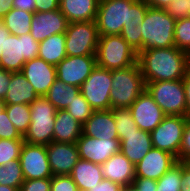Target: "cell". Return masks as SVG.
<instances>
[{"label":"cell","instance_id":"obj_55","mask_svg":"<svg viewBox=\"0 0 190 191\" xmlns=\"http://www.w3.org/2000/svg\"><path fill=\"white\" fill-rule=\"evenodd\" d=\"M6 104L3 102V100L0 99V113L5 110Z\"/></svg>","mask_w":190,"mask_h":191},{"label":"cell","instance_id":"obj_41","mask_svg":"<svg viewBox=\"0 0 190 191\" xmlns=\"http://www.w3.org/2000/svg\"><path fill=\"white\" fill-rule=\"evenodd\" d=\"M20 191H51V178L24 180Z\"/></svg>","mask_w":190,"mask_h":191},{"label":"cell","instance_id":"obj_26","mask_svg":"<svg viewBox=\"0 0 190 191\" xmlns=\"http://www.w3.org/2000/svg\"><path fill=\"white\" fill-rule=\"evenodd\" d=\"M70 176L78 186L79 191H90L104 179L100 164L83 159L77 161Z\"/></svg>","mask_w":190,"mask_h":191},{"label":"cell","instance_id":"obj_6","mask_svg":"<svg viewBox=\"0 0 190 191\" xmlns=\"http://www.w3.org/2000/svg\"><path fill=\"white\" fill-rule=\"evenodd\" d=\"M30 125L23 136L24 142L48 145L53 141L54 121L57 109L45 96L30 104Z\"/></svg>","mask_w":190,"mask_h":191},{"label":"cell","instance_id":"obj_11","mask_svg":"<svg viewBox=\"0 0 190 191\" xmlns=\"http://www.w3.org/2000/svg\"><path fill=\"white\" fill-rule=\"evenodd\" d=\"M186 116H166L162 122L150 132L154 148L167 151L179 161V151L186 125Z\"/></svg>","mask_w":190,"mask_h":191},{"label":"cell","instance_id":"obj_22","mask_svg":"<svg viewBox=\"0 0 190 191\" xmlns=\"http://www.w3.org/2000/svg\"><path fill=\"white\" fill-rule=\"evenodd\" d=\"M152 147L150 132L140 129L125 135L120 141V152L123 153L134 165L139 163Z\"/></svg>","mask_w":190,"mask_h":191},{"label":"cell","instance_id":"obj_33","mask_svg":"<svg viewBox=\"0 0 190 191\" xmlns=\"http://www.w3.org/2000/svg\"><path fill=\"white\" fill-rule=\"evenodd\" d=\"M111 110L115 119L119 141H121L125 135L136 132L139 129L134 122L129 108H113Z\"/></svg>","mask_w":190,"mask_h":191},{"label":"cell","instance_id":"obj_53","mask_svg":"<svg viewBox=\"0 0 190 191\" xmlns=\"http://www.w3.org/2000/svg\"><path fill=\"white\" fill-rule=\"evenodd\" d=\"M121 191H139V190L133 183H131L126 186H122Z\"/></svg>","mask_w":190,"mask_h":191},{"label":"cell","instance_id":"obj_15","mask_svg":"<svg viewBox=\"0 0 190 191\" xmlns=\"http://www.w3.org/2000/svg\"><path fill=\"white\" fill-rule=\"evenodd\" d=\"M76 145L80 159L100 165L120 152L119 139H99L82 134Z\"/></svg>","mask_w":190,"mask_h":191},{"label":"cell","instance_id":"obj_47","mask_svg":"<svg viewBox=\"0 0 190 191\" xmlns=\"http://www.w3.org/2000/svg\"><path fill=\"white\" fill-rule=\"evenodd\" d=\"M36 0H13V8L35 13Z\"/></svg>","mask_w":190,"mask_h":191},{"label":"cell","instance_id":"obj_42","mask_svg":"<svg viewBox=\"0 0 190 191\" xmlns=\"http://www.w3.org/2000/svg\"><path fill=\"white\" fill-rule=\"evenodd\" d=\"M190 160V118H187L179 151V161Z\"/></svg>","mask_w":190,"mask_h":191},{"label":"cell","instance_id":"obj_29","mask_svg":"<svg viewBox=\"0 0 190 191\" xmlns=\"http://www.w3.org/2000/svg\"><path fill=\"white\" fill-rule=\"evenodd\" d=\"M33 16L34 13L12 8L0 21L9 30L10 34L22 36L30 33Z\"/></svg>","mask_w":190,"mask_h":191},{"label":"cell","instance_id":"obj_31","mask_svg":"<svg viewBox=\"0 0 190 191\" xmlns=\"http://www.w3.org/2000/svg\"><path fill=\"white\" fill-rule=\"evenodd\" d=\"M5 110L8 118L13 123L18 132L24 136L30 125V104H12L6 105Z\"/></svg>","mask_w":190,"mask_h":191},{"label":"cell","instance_id":"obj_14","mask_svg":"<svg viewBox=\"0 0 190 191\" xmlns=\"http://www.w3.org/2000/svg\"><path fill=\"white\" fill-rule=\"evenodd\" d=\"M140 130L153 131L167 116L145 89L129 107Z\"/></svg>","mask_w":190,"mask_h":191},{"label":"cell","instance_id":"obj_54","mask_svg":"<svg viewBox=\"0 0 190 191\" xmlns=\"http://www.w3.org/2000/svg\"><path fill=\"white\" fill-rule=\"evenodd\" d=\"M0 191H20V188H13L7 185H0Z\"/></svg>","mask_w":190,"mask_h":191},{"label":"cell","instance_id":"obj_39","mask_svg":"<svg viewBox=\"0 0 190 191\" xmlns=\"http://www.w3.org/2000/svg\"><path fill=\"white\" fill-rule=\"evenodd\" d=\"M51 191H79V189L70 175H57L51 177Z\"/></svg>","mask_w":190,"mask_h":191},{"label":"cell","instance_id":"obj_28","mask_svg":"<svg viewBox=\"0 0 190 191\" xmlns=\"http://www.w3.org/2000/svg\"><path fill=\"white\" fill-rule=\"evenodd\" d=\"M79 93V87L63 83L56 78L45 95V98L50 101L57 110H65Z\"/></svg>","mask_w":190,"mask_h":191},{"label":"cell","instance_id":"obj_43","mask_svg":"<svg viewBox=\"0 0 190 191\" xmlns=\"http://www.w3.org/2000/svg\"><path fill=\"white\" fill-rule=\"evenodd\" d=\"M132 183L139 191H156L157 189L156 180L148 178L136 177Z\"/></svg>","mask_w":190,"mask_h":191},{"label":"cell","instance_id":"obj_49","mask_svg":"<svg viewBox=\"0 0 190 191\" xmlns=\"http://www.w3.org/2000/svg\"><path fill=\"white\" fill-rule=\"evenodd\" d=\"M183 184L181 191H190V160L184 162V168L182 169Z\"/></svg>","mask_w":190,"mask_h":191},{"label":"cell","instance_id":"obj_3","mask_svg":"<svg viewBox=\"0 0 190 191\" xmlns=\"http://www.w3.org/2000/svg\"><path fill=\"white\" fill-rule=\"evenodd\" d=\"M176 20L165 9L148 7L142 25V50L175 46Z\"/></svg>","mask_w":190,"mask_h":191},{"label":"cell","instance_id":"obj_36","mask_svg":"<svg viewBox=\"0 0 190 191\" xmlns=\"http://www.w3.org/2000/svg\"><path fill=\"white\" fill-rule=\"evenodd\" d=\"M174 44L177 49L190 52V17L176 20Z\"/></svg>","mask_w":190,"mask_h":191},{"label":"cell","instance_id":"obj_30","mask_svg":"<svg viewBox=\"0 0 190 191\" xmlns=\"http://www.w3.org/2000/svg\"><path fill=\"white\" fill-rule=\"evenodd\" d=\"M184 162L177 161L174 165L163 174L157 182L156 191H181L183 184L182 169Z\"/></svg>","mask_w":190,"mask_h":191},{"label":"cell","instance_id":"obj_1","mask_svg":"<svg viewBox=\"0 0 190 191\" xmlns=\"http://www.w3.org/2000/svg\"><path fill=\"white\" fill-rule=\"evenodd\" d=\"M148 5L143 0H99L96 15L98 35H120L144 21Z\"/></svg>","mask_w":190,"mask_h":191},{"label":"cell","instance_id":"obj_17","mask_svg":"<svg viewBox=\"0 0 190 191\" xmlns=\"http://www.w3.org/2000/svg\"><path fill=\"white\" fill-rule=\"evenodd\" d=\"M47 158L53 176L70 175L79 158L76 143L52 141L46 145Z\"/></svg>","mask_w":190,"mask_h":191},{"label":"cell","instance_id":"obj_37","mask_svg":"<svg viewBox=\"0 0 190 191\" xmlns=\"http://www.w3.org/2000/svg\"><path fill=\"white\" fill-rule=\"evenodd\" d=\"M0 139H23V136L8 118L6 110L0 113Z\"/></svg>","mask_w":190,"mask_h":191},{"label":"cell","instance_id":"obj_38","mask_svg":"<svg viewBox=\"0 0 190 191\" xmlns=\"http://www.w3.org/2000/svg\"><path fill=\"white\" fill-rule=\"evenodd\" d=\"M142 25L141 23L132 29L122 30L123 39L137 52L142 51Z\"/></svg>","mask_w":190,"mask_h":191},{"label":"cell","instance_id":"obj_16","mask_svg":"<svg viewBox=\"0 0 190 191\" xmlns=\"http://www.w3.org/2000/svg\"><path fill=\"white\" fill-rule=\"evenodd\" d=\"M21 72L39 97H44L47 94L57 78L56 66L38 57L26 61Z\"/></svg>","mask_w":190,"mask_h":191},{"label":"cell","instance_id":"obj_35","mask_svg":"<svg viewBox=\"0 0 190 191\" xmlns=\"http://www.w3.org/2000/svg\"><path fill=\"white\" fill-rule=\"evenodd\" d=\"M24 139H0V165L18 160Z\"/></svg>","mask_w":190,"mask_h":191},{"label":"cell","instance_id":"obj_18","mask_svg":"<svg viewBox=\"0 0 190 191\" xmlns=\"http://www.w3.org/2000/svg\"><path fill=\"white\" fill-rule=\"evenodd\" d=\"M176 162L177 158L171 153L152 147L135 165L136 177L158 180Z\"/></svg>","mask_w":190,"mask_h":191},{"label":"cell","instance_id":"obj_5","mask_svg":"<svg viewBox=\"0 0 190 191\" xmlns=\"http://www.w3.org/2000/svg\"><path fill=\"white\" fill-rule=\"evenodd\" d=\"M96 62L104 69H123L138 62V53L121 35L100 36L96 50Z\"/></svg>","mask_w":190,"mask_h":191},{"label":"cell","instance_id":"obj_23","mask_svg":"<svg viewBox=\"0 0 190 191\" xmlns=\"http://www.w3.org/2000/svg\"><path fill=\"white\" fill-rule=\"evenodd\" d=\"M99 0H60L59 9L70 22L95 21Z\"/></svg>","mask_w":190,"mask_h":191},{"label":"cell","instance_id":"obj_9","mask_svg":"<svg viewBox=\"0 0 190 191\" xmlns=\"http://www.w3.org/2000/svg\"><path fill=\"white\" fill-rule=\"evenodd\" d=\"M65 39L67 56H96L99 35L95 21L70 22Z\"/></svg>","mask_w":190,"mask_h":191},{"label":"cell","instance_id":"obj_56","mask_svg":"<svg viewBox=\"0 0 190 191\" xmlns=\"http://www.w3.org/2000/svg\"><path fill=\"white\" fill-rule=\"evenodd\" d=\"M188 70L190 71V52L188 53Z\"/></svg>","mask_w":190,"mask_h":191},{"label":"cell","instance_id":"obj_34","mask_svg":"<svg viewBox=\"0 0 190 191\" xmlns=\"http://www.w3.org/2000/svg\"><path fill=\"white\" fill-rule=\"evenodd\" d=\"M65 111L83 125L95 110L89 105L82 94L79 93L74 100L69 103Z\"/></svg>","mask_w":190,"mask_h":191},{"label":"cell","instance_id":"obj_27","mask_svg":"<svg viewBox=\"0 0 190 191\" xmlns=\"http://www.w3.org/2000/svg\"><path fill=\"white\" fill-rule=\"evenodd\" d=\"M65 44V33L51 35L50 37L39 42L38 58H41L45 62L56 66L67 56Z\"/></svg>","mask_w":190,"mask_h":191},{"label":"cell","instance_id":"obj_44","mask_svg":"<svg viewBox=\"0 0 190 191\" xmlns=\"http://www.w3.org/2000/svg\"><path fill=\"white\" fill-rule=\"evenodd\" d=\"M60 0H36L35 12H48L59 9Z\"/></svg>","mask_w":190,"mask_h":191},{"label":"cell","instance_id":"obj_52","mask_svg":"<svg viewBox=\"0 0 190 191\" xmlns=\"http://www.w3.org/2000/svg\"><path fill=\"white\" fill-rule=\"evenodd\" d=\"M13 8V0H0V20Z\"/></svg>","mask_w":190,"mask_h":191},{"label":"cell","instance_id":"obj_45","mask_svg":"<svg viewBox=\"0 0 190 191\" xmlns=\"http://www.w3.org/2000/svg\"><path fill=\"white\" fill-rule=\"evenodd\" d=\"M11 82V72L0 68V99L4 100L7 91L9 89V84Z\"/></svg>","mask_w":190,"mask_h":191},{"label":"cell","instance_id":"obj_24","mask_svg":"<svg viewBox=\"0 0 190 191\" xmlns=\"http://www.w3.org/2000/svg\"><path fill=\"white\" fill-rule=\"evenodd\" d=\"M82 124L65 110H57L54 121L53 141L76 143L82 135Z\"/></svg>","mask_w":190,"mask_h":191},{"label":"cell","instance_id":"obj_4","mask_svg":"<svg viewBox=\"0 0 190 191\" xmlns=\"http://www.w3.org/2000/svg\"><path fill=\"white\" fill-rule=\"evenodd\" d=\"M111 75V109L129 108L146 89V84L138 62L123 69L111 70Z\"/></svg>","mask_w":190,"mask_h":191},{"label":"cell","instance_id":"obj_48","mask_svg":"<svg viewBox=\"0 0 190 191\" xmlns=\"http://www.w3.org/2000/svg\"><path fill=\"white\" fill-rule=\"evenodd\" d=\"M185 88L186 97V117L190 118V71L188 70L182 79Z\"/></svg>","mask_w":190,"mask_h":191},{"label":"cell","instance_id":"obj_32","mask_svg":"<svg viewBox=\"0 0 190 191\" xmlns=\"http://www.w3.org/2000/svg\"><path fill=\"white\" fill-rule=\"evenodd\" d=\"M24 180L19 159L0 165V185L20 188Z\"/></svg>","mask_w":190,"mask_h":191},{"label":"cell","instance_id":"obj_13","mask_svg":"<svg viewBox=\"0 0 190 191\" xmlns=\"http://www.w3.org/2000/svg\"><path fill=\"white\" fill-rule=\"evenodd\" d=\"M96 65V56H66L56 65L57 79L80 88Z\"/></svg>","mask_w":190,"mask_h":191},{"label":"cell","instance_id":"obj_8","mask_svg":"<svg viewBox=\"0 0 190 191\" xmlns=\"http://www.w3.org/2000/svg\"><path fill=\"white\" fill-rule=\"evenodd\" d=\"M38 53L39 42L30 33L22 36L10 34L1 53L0 68L9 72L22 71L24 63L37 58Z\"/></svg>","mask_w":190,"mask_h":191},{"label":"cell","instance_id":"obj_20","mask_svg":"<svg viewBox=\"0 0 190 191\" xmlns=\"http://www.w3.org/2000/svg\"><path fill=\"white\" fill-rule=\"evenodd\" d=\"M104 179L121 187L131 184L136 178L135 165L121 152L113 154L101 165Z\"/></svg>","mask_w":190,"mask_h":191},{"label":"cell","instance_id":"obj_21","mask_svg":"<svg viewBox=\"0 0 190 191\" xmlns=\"http://www.w3.org/2000/svg\"><path fill=\"white\" fill-rule=\"evenodd\" d=\"M82 134L99 139H118L112 110H97L82 126Z\"/></svg>","mask_w":190,"mask_h":191},{"label":"cell","instance_id":"obj_25","mask_svg":"<svg viewBox=\"0 0 190 191\" xmlns=\"http://www.w3.org/2000/svg\"><path fill=\"white\" fill-rule=\"evenodd\" d=\"M38 97V94L21 71L11 72V82L3 100L6 105L31 104Z\"/></svg>","mask_w":190,"mask_h":191},{"label":"cell","instance_id":"obj_57","mask_svg":"<svg viewBox=\"0 0 190 191\" xmlns=\"http://www.w3.org/2000/svg\"><path fill=\"white\" fill-rule=\"evenodd\" d=\"M188 10L190 11V0H187Z\"/></svg>","mask_w":190,"mask_h":191},{"label":"cell","instance_id":"obj_12","mask_svg":"<svg viewBox=\"0 0 190 191\" xmlns=\"http://www.w3.org/2000/svg\"><path fill=\"white\" fill-rule=\"evenodd\" d=\"M19 160L25 180L51 178L53 176L47 158L46 145L24 142Z\"/></svg>","mask_w":190,"mask_h":191},{"label":"cell","instance_id":"obj_19","mask_svg":"<svg viewBox=\"0 0 190 191\" xmlns=\"http://www.w3.org/2000/svg\"><path fill=\"white\" fill-rule=\"evenodd\" d=\"M69 22L60 9L48 12H35L31 20L30 34L41 42L51 35L65 33Z\"/></svg>","mask_w":190,"mask_h":191},{"label":"cell","instance_id":"obj_2","mask_svg":"<svg viewBox=\"0 0 190 191\" xmlns=\"http://www.w3.org/2000/svg\"><path fill=\"white\" fill-rule=\"evenodd\" d=\"M145 82L180 80L188 71V53L175 46L152 48L138 53Z\"/></svg>","mask_w":190,"mask_h":191},{"label":"cell","instance_id":"obj_51","mask_svg":"<svg viewBox=\"0 0 190 191\" xmlns=\"http://www.w3.org/2000/svg\"><path fill=\"white\" fill-rule=\"evenodd\" d=\"M9 35H10L9 30L0 21V58H1V53L4 52L5 40Z\"/></svg>","mask_w":190,"mask_h":191},{"label":"cell","instance_id":"obj_7","mask_svg":"<svg viewBox=\"0 0 190 191\" xmlns=\"http://www.w3.org/2000/svg\"><path fill=\"white\" fill-rule=\"evenodd\" d=\"M145 84L147 92L167 116H186V97L182 79Z\"/></svg>","mask_w":190,"mask_h":191},{"label":"cell","instance_id":"obj_10","mask_svg":"<svg viewBox=\"0 0 190 191\" xmlns=\"http://www.w3.org/2000/svg\"><path fill=\"white\" fill-rule=\"evenodd\" d=\"M112 89L111 70L98 65L80 86V93L95 110H110V91Z\"/></svg>","mask_w":190,"mask_h":191},{"label":"cell","instance_id":"obj_50","mask_svg":"<svg viewBox=\"0 0 190 191\" xmlns=\"http://www.w3.org/2000/svg\"><path fill=\"white\" fill-rule=\"evenodd\" d=\"M148 6L166 9L168 5L174 0H143Z\"/></svg>","mask_w":190,"mask_h":191},{"label":"cell","instance_id":"obj_40","mask_svg":"<svg viewBox=\"0 0 190 191\" xmlns=\"http://www.w3.org/2000/svg\"><path fill=\"white\" fill-rule=\"evenodd\" d=\"M165 10L175 20L190 17L187 0H174Z\"/></svg>","mask_w":190,"mask_h":191},{"label":"cell","instance_id":"obj_46","mask_svg":"<svg viewBox=\"0 0 190 191\" xmlns=\"http://www.w3.org/2000/svg\"><path fill=\"white\" fill-rule=\"evenodd\" d=\"M90 191H121V186L110 180L103 179L98 185H95Z\"/></svg>","mask_w":190,"mask_h":191}]
</instances>
